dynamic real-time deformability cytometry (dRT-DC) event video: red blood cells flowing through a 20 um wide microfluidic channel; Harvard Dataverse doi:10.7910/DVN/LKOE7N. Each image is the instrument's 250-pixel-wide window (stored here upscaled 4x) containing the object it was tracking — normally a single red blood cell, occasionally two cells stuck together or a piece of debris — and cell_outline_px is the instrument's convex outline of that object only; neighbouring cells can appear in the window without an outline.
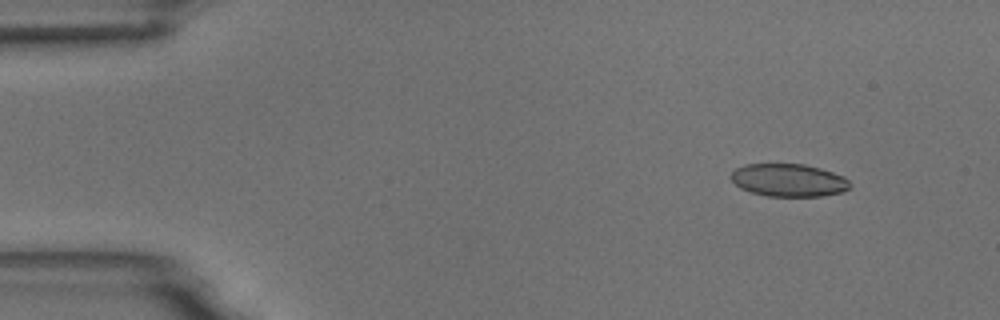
{"species": "common noctule bat (a hibernating species)", "species_latin": "Nyctalus noctula", "temperature_condition": "room temperature", "stored_images_in_passage": 5, "camera_frame_rate_fps": 3000, "um_per_image_px": 0.085, "animal": {"sex": "male", "body_mass_g": 18.8}, "frame": {"image": 1, "passage_image": 2, "time_ms": 1.333, "image_size_px": [1000, 320], "cell_outline_px": [[852, 184], [844, 192], [820, 196], [768, 196], [752, 192], [740, 188], [728, 176], [736, 168], [744, 164], [804, 164], [820, 168], [844, 176]], "centroid_in_image_um": [67.03, 15.31], "position_along_channel_um": 18.0, "area_um2": 22.77}}
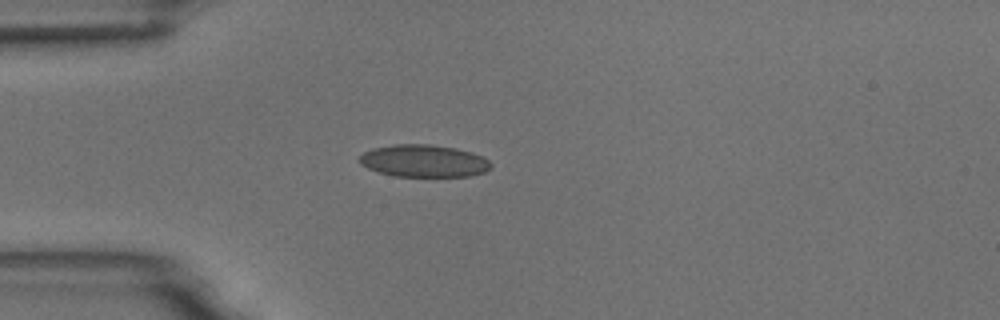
{"frame": {"image": 2, "passage_image": 4, "time_ms": 4.333, "image_size_px": [1000, 320], "cell_outline_px": [[492, 168], [484, 172], [468, 176], [392, 176], [368, 168], [360, 164], [356, 160], [364, 152], [372, 148], [392, 144], [428, 144], [456, 148], [472, 152], [484, 156], [492, 164]], "centroid_in_image_um": [36.02, 13.67], "position_along_channel_um": 49.0, "area_um2": 24.97}}